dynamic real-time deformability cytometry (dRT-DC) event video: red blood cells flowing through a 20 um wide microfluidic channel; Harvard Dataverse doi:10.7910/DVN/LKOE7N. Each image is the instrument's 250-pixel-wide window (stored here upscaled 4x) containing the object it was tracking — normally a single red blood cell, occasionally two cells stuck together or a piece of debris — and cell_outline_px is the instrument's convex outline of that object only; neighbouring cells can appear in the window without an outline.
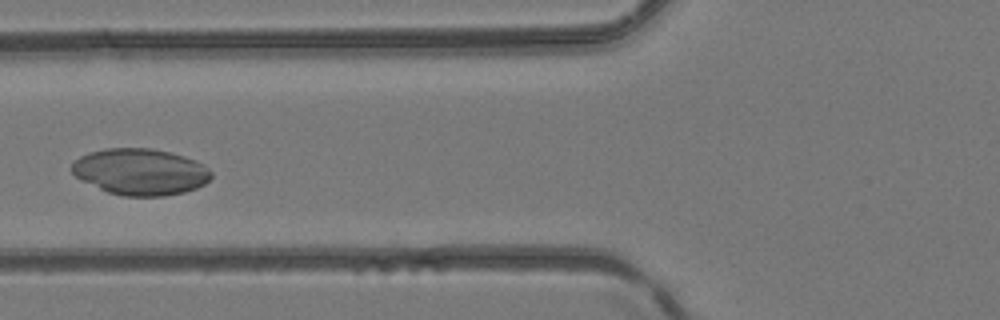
{"species": "common noctule bat (a hibernating species)", "species_latin": "Nyctalus noctula", "temperature_condition": "room temperature", "stored_images_in_passage": 31, "camera_frame_rate_fps": 3000, "um_per_image_px": 0.085, "animal": {"sex": "female", "body_mass_g": 24.6, "forearm_length_mm": 56.2}, "frame": {"image": 1, "passage_image": 8, "time_ms": 2.333, "image_size_px": [1000, 320], "cell_outline_px": [[212, 176], [204, 184], [196, 188], [184, 192], [164, 196], [124, 196], [108, 192], [76, 176], [72, 172], [72, 164], [80, 156], [88, 152], [104, 148], [152, 148], [184, 156], [196, 160], [204, 164], [212, 172]], "centroid_in_image_um": [11.96, 14.59], "position_along_channel_um": 113.8, "area_um2": 37.57}}
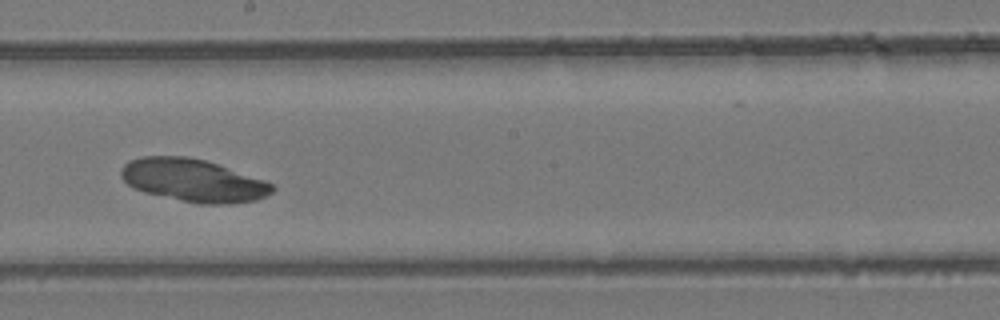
{"frame": {"image": 2, "passage_image": 16, "time_ms": 5.0, "image_size_px": [1000, 320], "cell_outline_px": [[276, 188], [272, 192], [256, 200], [228, 204], [200, 204], [144, 192], [132, 188], [120, 176], [120, 168], [128, 160], [144, 156], [188, 156], [204, 160], [264, 180], [272, 184]], "centroid_in_image_um": [16.38, 15.33], "position_along_channel_um": 231.8, "area_um2": 37.45}}
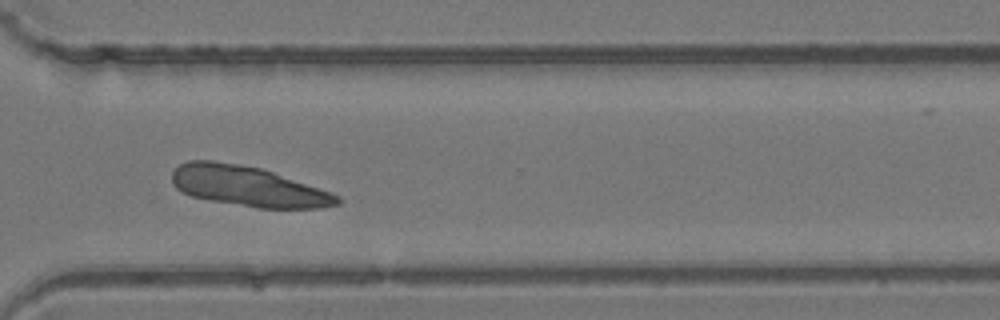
{"frame": {"image": 3, "passage_image": 24, "time_ms": 7.667, "image_size_px": [1000, 320], "cell_outline_px": [[344, 200], [340, 204], [320, 208], [260, 208], [212, 200], [192, 196], [180, 192], [172, 184], [172, 172], [180, 164], [188, 160], [212, 160], [260, 168], [332, 192], [340, 196]], "centroid_in_image_um": [21.09, 15.84], "position_along_channel_um": 349.5, "area_um2": 38.55}}